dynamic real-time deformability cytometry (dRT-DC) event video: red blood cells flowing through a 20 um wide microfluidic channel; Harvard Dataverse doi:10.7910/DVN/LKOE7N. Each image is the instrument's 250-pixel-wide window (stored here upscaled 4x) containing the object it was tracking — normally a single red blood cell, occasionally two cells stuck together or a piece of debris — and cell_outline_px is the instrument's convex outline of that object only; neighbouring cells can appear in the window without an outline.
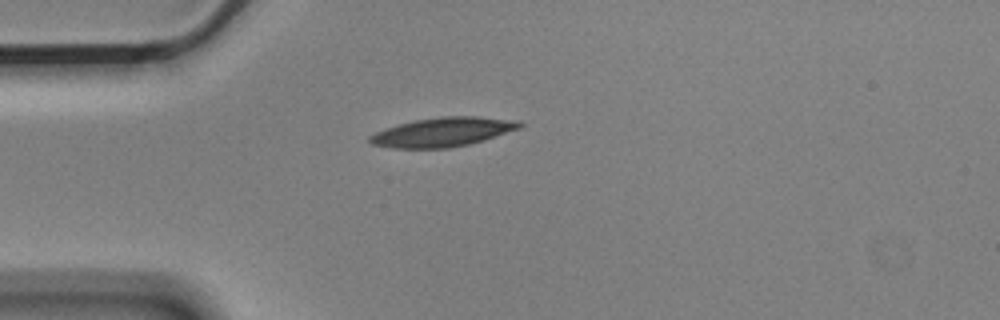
{"species": "Egyptian fruit bat (a non-hibernating species)", "species_latin": "Rousettus aegyptiacus", "temperature_condition": "cold", "stored_images_in_passage": 1, "camera_frame_rate_fps": 3000, "um_per_image_px": 0.085, "animal": {"sex": "male"}, "frame": {"image": 1, "passage_image": 1, "time_ms": 0.0, "image_size_px": [1000, 320], "cell_outline_px": [[524, 124], [520, 128], [484, 140], [468, 144], [448, 148], [392, 148], [372, 144], [368, 140], [368, 136], [376, 132], [400, 124], [416, 120], [440, 116], [476, 116], [520, 120]], "centroid_in_image_um": [37.67, 11.22], "position_along_channel_um": 47.3, "area_um2": 25.37}}